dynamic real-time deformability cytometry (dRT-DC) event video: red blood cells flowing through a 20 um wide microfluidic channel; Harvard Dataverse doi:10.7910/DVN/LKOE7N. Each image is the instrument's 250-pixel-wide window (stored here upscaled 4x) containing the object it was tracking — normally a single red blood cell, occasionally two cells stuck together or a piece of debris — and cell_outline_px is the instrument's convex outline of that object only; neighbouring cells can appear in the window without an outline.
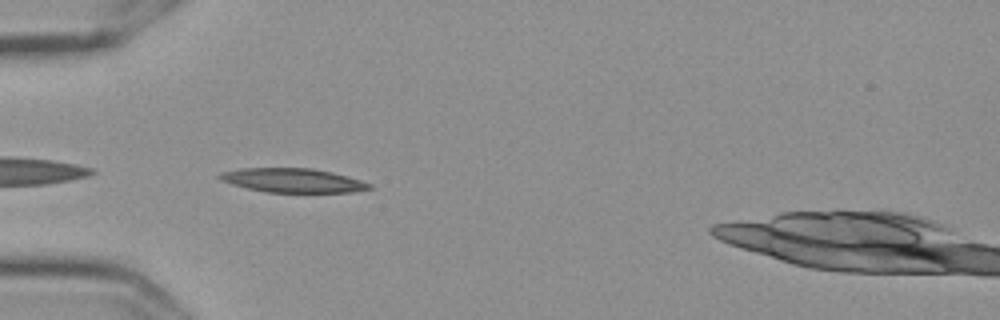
{"species": "Egyptian fruit bat (a non-hibernating species)", "species_latin": "Rousettus aegyptiacus", "temperature_condition": "cold", "stored_images_in_passage": 40, "camera_frame_rate_fps": 3000, "um_per_image_px": 0.085, "frame": {"image": 1, "passage_image": 2, "time_ms": 0.333, "image_size_px": [1000, 320], "cell_outline_px": [[372, 188], [352, 192], [264, 192], [232, 184], [220, 180], [216, 176], [220, 172], [240, 168], [312, 168], [332, 172], [348, 176], [372, 184]], "centroid_in_image_um": [24.86, 15.32], "position_along_channel_um": 60.1, "area_um2": 21.04}}
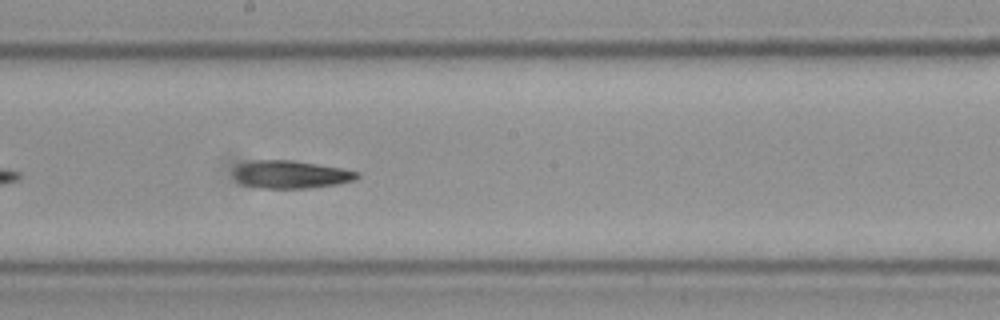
{"frame": {"image": 2, "passage_image": 16, "time_ms": 5.0, "image_size_px": [1000, 320], "cell_outline_px": [[360, 176], [356, 180], [336, 184], [304, 188], [260, 188], [244, 184], [236, 180], [232, 176], [232, 172], [240, 164], [252, 160], [292, 160], [340, 168], [360, 172]], "centroid_in_image_um": [24.7, 14.82], "position_along_channel_um": 223.5, "area_um2": 19.94}}
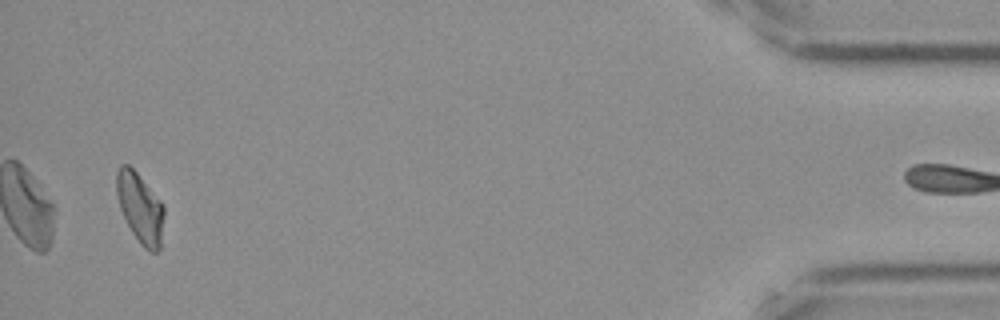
{"frame": {"image": 3, "passage_image": 39, "time_ms": 12.667, "image_size_px": [1000, 320], "cell_outline_px": [[164, 216], [160, 248], [156, 252], [148, 252], [140, 244], [132, 232], [120, 208], [116, 192], [116, 172], [120, 164], [128, 164], [136, 172], [164, 204]], "centroid_in_image_um": [11.92, 17.67], "position_along_channel_um": 423.3, "area_um2": 19.36}}